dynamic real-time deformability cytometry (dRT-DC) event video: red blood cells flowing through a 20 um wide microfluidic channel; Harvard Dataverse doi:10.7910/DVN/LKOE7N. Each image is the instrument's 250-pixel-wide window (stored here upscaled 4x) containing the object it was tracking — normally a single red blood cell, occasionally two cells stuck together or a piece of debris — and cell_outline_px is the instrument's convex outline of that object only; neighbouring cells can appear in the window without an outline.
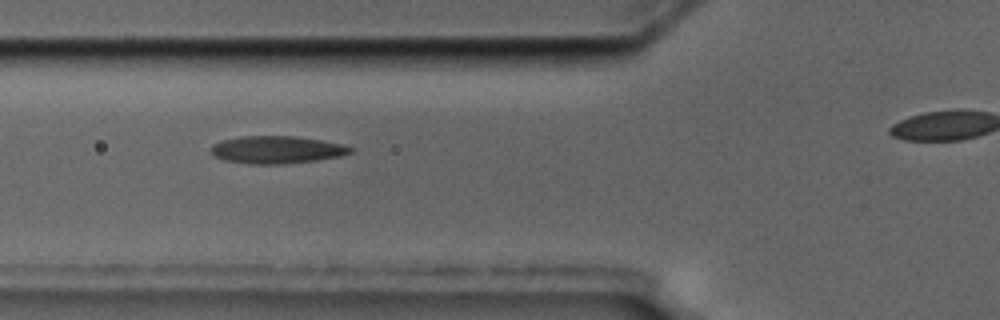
{"species": "common noctule bat (a hibernating species)", "species_latin": "Nyctalus noctula", "temperature_condition": "cold", "stored_images_in_passage": 7, "camera_frame_rate_fps": 3000, "um_per_image_px": 0.085, "animal": {"sex": "male", "body_mass_g": 17.5, "forearm_length_mm": 52.3}, "frame": {"image": 1, "passage_image": 5, "time_ms": 4.667, "image_size_px": [1000, 320], "cell_outline_px": [[356, 148], [352, 152], [340, 156], [316, 160], [280, 164], [248, 164], [224, 160], [212, 156], [208, 148], [212, 144], [224, 140], [240, 136], [296, 136], [320, 140], [340, 144]], "centroid_in_image_um": [23.47, 12.73], "position_along_channel_um": 102.3, "area_um2": 22.48}}